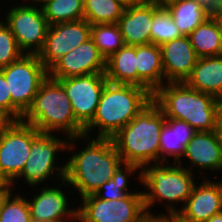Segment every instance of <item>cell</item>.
Masks as SVG:
<instances>
[{"mask_svg": "<svg viewBox=\"0 0 222 222\" xmlns=\"http://www.w3.org/2000/svg\"><path fill=\"white\" fill-rule=\"evenodd\" d=\"M39 133L22 120L11 121L0 132V173L11 186L21 174L29 158L33 139Z\"/></svg>", "mask_w": 222, "mask_h": 222, "instance_id": "cell-10", "label": "cell"}, {"mask_svg": "<svg viewBox=\"0 0 222 222\" xmlns=\"http://www.w3.org/2000/svg\"><path fill=\"white\" fill-rule=\"evenodd\" d=\"M0 222H33L30 215L28 200L20 194L10 193L4 201Z\"/></svg>", "mask_w": 222, "mask_h": 222, "instance_id": "cell-31", "label": "cell"}, {"mask_svg": "<svg viewBox=\"0 0 222 222\" xmlns=\"http://www.w3.org/2000/svg\"><path fill=\"white\" fill-rule=\"evenodd\" d=\"M8 11L4 23L12 31L19 49L24 54L38 55L50 26L40 5L37 7L23 2Z\"/></svg>", "mask_w": 222, "mask_h": 222, "instance_id": "cell-11", "label": "cell"}, {"mask_svg": "<svg viewBox=\"0 0 222 222\" xmlns=\"http://www.w3.org/2000/svg\"><path fill=\"white\" fill-rule=\"evenodd\" d=\"M211 17L215 20L222 37V11L219 8L213 9L211 11Z\"/></svg>", "mask_w": 222, "mask_h": 222, "instance_id": "cell-34", "label": "cell"}, {"mask_svg": "<svg viewBox=\"0 0 222 222\" xmlns=\"http://www.w3.org/2000/svg\"><path fill=\"white\" fill-rule=\"evenodd\" d=\"M188 37L198 58L222 55V37L211 16Z\"/></svg>", "mask_w": 222, "mask_h": 222, "instance_id": "cell-25", "label": "cell"}, {"mask_svg": "<svg viewBox=\"0 0 222 222\" xmlns=\"http://www.w3.org/2000/svg\"><path fill=\"white\" fill-rule=\"evenodd\" d=\"M154 15V0L125 6L117 22L125 45L151 43V25Z\"/></svg>", "mask_w": 222, "mask_h": 222, "instance_id": "cell-18", "label": "cell"}, {"mask_svg": "<svg viewBox=\"0 0 222 222\" xmlns=\"http://www.w3.org/2000/svg\"><path fill=\"white\" fill-rule=\"evenodd\" d=\"M13 187L10 185L4 192H0V214L5 201V198L12 192Z\"/></svg>", "mask_w": 222, "mask_h": 222, "instance_id": "cell-38", "label": "cell"}, {"mask_svg": "<svg viewBox=\"0 0 222 222\" xmlns=\"http://www.w3.org/2000/svg\"><path fill=\"white\" fill-rule=\"evenodd\" d=\"M184 83L222 101V55L198 58Z\"/></svg>", "mask_w": 222, "mask_h": 222, "instance_id": "cell-21", "label": "cell"}, {"mask_svg": "<svg viewBox=\"0 0 222 222\" xmlns=\"http://www.w3.org/2000/svg\"><path fill=\"white\" fill-rule=\"evenodd\" d=\"M199 1L203 2L212 10L218 8L220 3L222 2V0H199Z\"/></svg>", "mask_w": 222, "mask_h": 222, "instance_id": "cell-37", "label": "cell"}, {"mask_svg": "<svg viewBox=\"0 0 222 222\" xmlns=\"http://www.w3.org/2000/svg\"><path fill=\"white\" fill-rule=\"evenodd\" d=\"M205 222H222V212L215 214Z\"/></svg>", "mask_w": 222, "mask_h": 222, "instance_id": "cell-42", "label": "cell"}, {"mask_svg": "<svg viewBox=\"0 0 222 222\" xmlns=\"http://www.w3.org/2000/svg\"><path fill=\"white\" fill-rule=\"evenodd\" d=\"M165 118L187 122L195 131L218 130L222 101L189 88L184 82L165 83L152 96Z\"/></svg>", "mask_w": 222, "mask_h": 222, "instance_id": "cell-1", "label": "cell"}, {"mask_svg": "<svg viewBox=\"0 0 222 222\" xmlns=\"http://www.w3.org/2000/svg\"><path fill=\"white\" fill-rule=\"evenodd\" d=\"M155 1H158L159 3H164L165 1H167V0H155Z\"/></svg>", "mask_w": 222, "mask_h": 222, "instance_id": "cell-45", "label": "cell"}, {"mask_svg": "<svg viewBox=\"0 0 222 222\" xmlns=\"http://www.w3.org/2000/svg\"><path fill=\"white\" fill-rule=\"evenodd\" d=\"M191 165L208 171H222V139L219 131H198L185 147Z\"/></svg>", "mask_w": 222, "mask_h": 222, "instance_id": "cell-19", "label": "cell"}, {"mask_svg": "<svg viewBox=\"0 0 222 222\" xmlns=\"http://www.w3.org/2000/svg\"><path fill=\"white\" fill-rule=\"evenodd\" d=\"M32 2H34V4L31 2V5H35L36 4H42L40 7H42L43 5H45L47 2L51 1V0H31Z\"/></svg>", "mask_w": 222, "mask_h": 222, "instance_id": "cell-44", "label": "cell"}, {"mask_svg": "<svg viewBox=\"0 0 222 222\" xmlns=\"http://www.w3.org/2000/svg\"><path fill=\"white\" fill-rule=\"evenodd\" d=\"M137 86L152 96L165 83L160 46L153 43L136 45Z\"/></svg>", "mask_w": 222, "mask_h": 222, "instance_id": "cell-20", "label": "cell"}, {"mask_svg": "<svg viewBox=\"0 0 222 222\" xmlns=\"http://www.w3.org/2000/svg\"><path fill=\"white\" fill-rule=\"evenodd\" d=\"M91 39L105 60L125 45L117 23L91 25Z\"/></svg>", "mask_w": 222, "mask_h": 222, "instance_id": "cell-30", "label": "cell"}, {"mask_svg": "<svg viewBox=\"0 0 222 222\" xmlns=\"http://www.w3.org/2000/svg\"><path fill=\"white\" fill-rule=\"evenodd\" d=\"M64 88L75 119L85 128L94 118L102 91L108 82L105 73L57 79Z\"/></svg>", "mask_w": 222, "mask_h": 222, "instance_id": "cell-12", "label": "cell"}, {"mask_svg": "<svg viewBox=\"0 0 222 222\" xmlns=\"http://www.w3.org/2000/svg\"><path fill=\"white\" fill-rule=\"evenodd\" d=\"M120 1L126 6H128V5L140 4L149 0H120Z\"/></svg>", "mask_w": 222, "mask_h": 222, "instance_id": "cell-41", "label": "cell"}, {"mask_svg": "<svg viewBox=\"0 0 222 222\" xmlns=\"http://www.w3.org/2000/svg\"><path fill=\"white\" fill-rule=\"evenodd\" d=\"M91 38V24L85 20L49 26L39 60L49 70L60 58Z\"/></svg>", "mask_w": 222, "mask_h": 222, "instance_id": "cell-13", "label": "cell"}, {"mask_svg": "<svg viewBox=\"0 0 222 222\" xmlns=\"http://www.w3.org/2000/svg\"><path fill=\"white\" fill-rule=\"evenodd\" d=\"M150 33L151 43L157 46H161L163 43L182 37L167 8L155 0Z\"/></svg>", "mask_w": 222, "mask_h": 222, "instance_id": "cell-29", "label": "cell"}, {"mask_svg": "<svg viewBox=\"0 0 222 222\" xmlns=\"http://www.w3.org/2000/svg\"><path fill=\"white\" fill-rule=\"evenodd\" d=\"M125 6L120 0H84V19L91 25L117 23Z\"/></svg>", "mask_w": 222, "mask_h": 222, "instance_id": "cell-27", "label": "cell"}, {"mask_svg": "<svg viewBox=\"0 0 222 222\" xmlns=\"http://www.w3.org/2000/svg\"><path fill=\"white\" fill-rule=\"evenodd\" d=\"M164 221L165 222H185L179 216H177L176 214L168 215V214H165V213H164Z\"/></svg>", "mask_w": 222, "mask_h": 222, "instance_id": "cell-39", "label": "cell"}, {"mask_svg": "<svg viewBox=\"0 0 222 222\" xmlns=\"http://www.w3.org/2000/svg\"><path fill=\"white\" fill-rule=\"evenodd\" d=\"M141 222H165L164 214H157L154 216L147 215Z\"/></svg>", "mask_w": 222, "mask_h": 222, "instance_id": "cell-35", "label": "cell"}, {"mask_svg": "<svg viewBox=\"0 0 222 222\" xmlns=\"http://www.w3.org/2000/svg\"><path fill=\"white\" fill-rule=\"evenodd\" d=\"M80 199L78 222H141L147 216L143 191L118 200H102L95 194Z\"/></svg>", "mask_w": 222, "mask_h": 222, "instance_id": "cell-9", "label": "cell"}, {"mask_svg": "<svg viewBox=\"0 0 222 222\" xmlns=\"http://www.w3.org/2000/svg\"><path fill=\"white\" fill-rule=\"evenodd\" d=\"M218 131H219L220 137L222 139V106H221L220 114H219Z\"/></svg>", "mask_w": 222, "mask_h": 222, "instance_id": "cell-43", "label": "cell"}, {"mask_svg": "<svg viewBox=\"0 0 222 222\" xmlns=\"http://www.w3.org/2000/svg\"><path fill=\"white\" fill-rule=\"evenodd\" d=\"M23 54L12 31L0 20V68L10 65Z\"/></svg>", "mask_w": 222, "mask_h": 222, "instance_id": "cell-32", "label": "cell"}, {"mask_svg": "<svg viewBox=\"0 0 222 222\" xmlns=\"http://www.w3.org/2000/svg\"><path fill=\"white\" fill-rule=\"evenodd\" d=\"M59 187H43L32 200H28L33 222H68L77 220V208L71 209L67 196ZM65 218V219H64ZM70 219V220H69Z\"/></svg>", "mask_w": 222, "mask_h": 222, "instance_id": "cell-16", "label": "cell"}, {"mask_svg": "<svg viewBox=\"0 0 222 222\" xmlns=\"http://www.w3.org/2000/svg\"><path fill=\"white\" fill-rule=\"evenodd\" d=\"M151 101L152 95L142 87L107 82L95 116L84 128L83 135L88 137L97 127L96 138H112Z\"/></svg>", "mask_w": 222, "mask_h": 222, "instance_id": "cell-4", "label": "cell"}, {"mask_svg": "<svg viewBox=\"0 0 222 222\" xmlns=\"http://www.w3.org/2000/svg\"><path fill=\"white\" fill-rule=\"evenodd\" d=\"M9 186L8 181L0 173V192H4Z\"/></svg>", "mask_w": 222, "mask_h": 222, "instance_id": "cell-40", "label": "cell"}, {"mask_svg": "<svg viewBox=\"0 0 222 222\" xmlns=\"http://www.w3.org/2000/svg\"><path fill=\"white\" fill-rule=\"evenodd\" d=\"M105 71L106 60L91 38L68 52L48 70L49 77L54 80Z\"/></svg>", "mask_w": 222, "mask_h": 222, "instance_id": "cell-14", "label": "cell"}, {"mask_svg": "<svg viewBox=\"0 0 222 222\" xmlns=\"http://www.w3.org/2000/svg\"><path fill=\"white\" fill-rule=\"evenodd\" d=\"M11 93V121H18L30 108L49 72L36 54H23L18 60L0 68Z\"/></svg>", "mask_w": 222, "mask_h": 222, "instance_id": "cell-7", "label": "cell"}, {"mask_svg": "<svg viewBox=\"0 0 222 222\" xmlns=\"http://www.w3.org/2000/svg\"><path fill=\"white\" fill-rule=\"evenodd\" d=\"M0 111L11 120V93L3 73L0 71Z\"/></svg>", "mask_w": 222, "mask_h": 222, "instance_id": "cell-33", "label": "cell"}, {"mask_svg": "<svg viewBox=\"0 0 222 222\" xmlns=\"http://www.w3.org/2000/svg\"><path fill=\"white\" fill-rule=\"evenodd\" d=\"M204 179L199 186L194 185L182 209L176 214L185 222H205L222 212V181Z\"/></svg>", "mask_w": 222, "mask_h": 222, "instance_id": "cell-15", "label": "cell"}, {"mask_svg": "<svg viewBox=\"0 0 222 222\" xmlns=\"http://www.w3.org/2000/svg\"><path fill=\"white\" fill-rule=\"evenodd\" d=\"M165 122L164 113L152 100L111 138L122 162L141 168L152 161L161 162L159 137Z\"/></svg>", "mask_w": 222, "mask_h": 222, "instance_id": "cell-3", "label": "cell"}, {"mask_svg": "<svg viewBox=\"0 0 222 222\" xmlns=\"http://www.w3.org/2000/svg\"><path fill=\"white\" fill-rule=\"evenodd\" d=\"M39 132H65L66 138L84 134V127L75 119L69 97L61 84L48 76L41 84L30 108L21 119Z\"/></svg>", "mask_w": 222, "mask_h": 222, "instance_id": "cell-5", "label": "cell"}, {"mask_svg": "<svg viewBox=\"0 0 222 222\" xmlns=\"http://www.w3.org/2000/svg\"><path fill=\"white\" fill-rule=\"evenodd\" d=\"M11 122V120L0 111V132Z\"/></svg>", "mask_w": 222, "mask_h": 222, "instance_id": "cell-36", "label": "cell"}, {"mask_svg": "<svg viewBox=\"0 0 222 222\" xmlns=\"http://www.w3.org/2000/svg\"><path fill=\"white\" fill-rule=\"evenodd\" d=\"M169 163L165 161L155 162L154 165L147 163L137 176L140 179L139 183L147 188V192L143 191V194L144 207L149 216H154L149 208H153L156 201L166 203L168 215L177 214L178 210L173 203L185 204L195 185L194 173L189 167L180 166L175 162H172L174 163L172 165Z\"/></svg>", "mask_w": 222, "mask_h": 222, "instance_id": "cell-6", "label": "cell"}, {"mask_svg": "<svg viewBox=\"0 0 222 222\" xmlns=\"http://www.w3.org/2000/svg\"><path fill=\"white\" fill-rule=\"evenodd\" d=\"M78 138V139H77ZM87 139V136L82 135L78 137H71L67 140H63L56 137V134L52 133H42L40 132L32 142L31 151L29 158L25 163V166L18 176L27 182L29 187L39 186L42 182L51 178L53 174L57 175V179H65L66 175V163L57 166L55 162L57 161V153L61 151H73L75 147L74 140ZM69 140V141H68ZM71 142V143H70ZM59 167V168H57Z\"/></svg>", "mask_w": 222, "mask_h": 222, "instance_id": "cell-8", "label": "cell"}, {"mask_svg": "<svg viewBox=\"0 0 222 222\" xmlns=\"http://www.w3.org/2000/svg\"><path fill=\"white\" fill-rule=\"evenodd\" d=\"M108 82L137 86L136 46L124 45L106 60Z\"/></svg>", "mask_w": 222, "mask_h": 222, "instance_id": "cell-24", "label": "cell"}, {"mask_svg": "<svg viewBox=\"0 0 222 222\" xmlns=\"http://www.w3.org/2000/svg\"><path fill=\"white\" fill-rule=\"evenodd\" d=\"M41 8L49 25L84 19V0H51Z\"/></svg>", "mask_w": 222, "mask_h": 222, "instance_id": "cell-28", "label": "cell"}, {"mask_svg": "<svg viewBox=\"0 0 222 222\" xmlns=\"http://www.w3.org/2000/svg\"><path fill=\"white\" fill-rule=\"evenodd\" d=\"M182 36H189L210 16L212 9L199 0H167L162 3Z\"/></svg>", "mask_w": 222, "mask_h": 222, "instance_id": "cell-23", "label": "cell"}, {"mask_svg": "<svg viewBox=\"0 0 222 222\" xmlns=\"http://www.w3.org/2000/svg\"><path fill=\"white\" fill-rule=\"evenodd\" d=\"M88 139L91 141L88 140L84 149L71 153L66 162L65 179L61 180L79 191L81 198L97 192L122 164L111 138L88 136Z\"/></svg>", "mask_w": 222, "mask_h": 222, "instance_id": "cell-2", "label": "cell"}, {"mask_svg": "<svg viewBox=\"0 0 222 222\" xmlns=\"http://www.w3.org/2000/svg\"><path fill=\"white\" fill-rule=\"evenodd\" d=\"M160 48L166 83L185 82L198 60L189 37L163 43Z\"/></svg>", "mask_w": 222, "mask_h": 222, "instance_id": "cell-17", "label": "cell"}, {"mask_svg": "<svg viewBox=\"0 0 222 222\" xmlns=\"http://www.w3.org/2000/svg\"><path fill=\"white\" fill-rule=\"evenodd\" d=\"M196 132L185 121L166 118L159 137L161 162H168L170 156L175 158V163L182 166L181 159L185 153V147Z\"/></svg>", "mask_w": 222, "mask_h": 222, "instance_id": "cell-22", "label": "cell"}, {"mask_svg": "<svg viewBox=\"0 0 222 222\" xmlns=\"http://www.w3.org/2000/svg\"><path fill=\"white\" fill-rule=\"evenodd\" d=\"M218 8L222 11V2L220 3Z\"/></svg>", "mask_w": 222, "mask_h": 222, "instance_id": "cell-46", "label": "cell"}, {"mask_svg": "<svg viewBox=\"0 0 222 222\" xmlns=\"http://www.w3.org/2000/svg\"><path fill=\"white\" fill-rule=\"evenodd\" d=\"M139 169L141 170V167L136 164L122 162L114 171L112 178L105 182L94 194L102 200H118L125 198L128 194H133L134 191L129 192L127 187L128 176L130 175L131 177Z\"/></svg>", "mask_w": 222, "mask_h": 222, "instance_id": "cell-26", "label": "cell"}]
</instances>
